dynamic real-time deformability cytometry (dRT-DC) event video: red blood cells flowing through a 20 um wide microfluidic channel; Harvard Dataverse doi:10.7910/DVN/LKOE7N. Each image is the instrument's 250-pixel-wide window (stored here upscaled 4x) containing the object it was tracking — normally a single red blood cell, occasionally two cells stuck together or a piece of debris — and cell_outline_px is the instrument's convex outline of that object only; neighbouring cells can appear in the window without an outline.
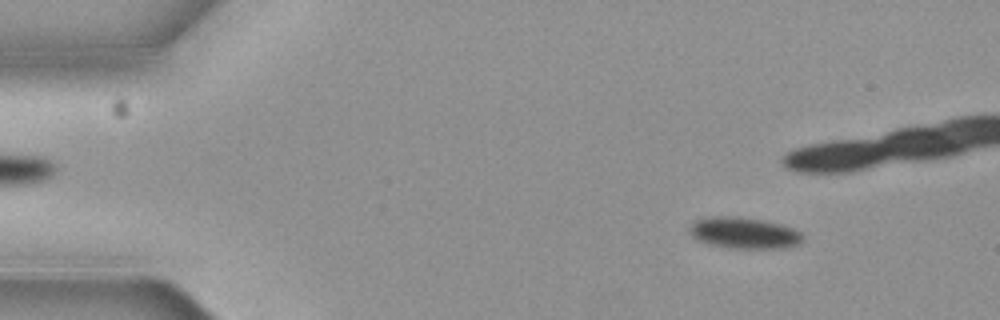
{"species": "common noctule bat (a hibernating species)", "species_latin": "Nyctalus noctula", "temperature_condition": "cold", "stored_images_in_passage": 8, "camera_frame_rate_fps": 3000, "um_per_image_px": 0.085, "animal": {"sex": "female", "body_mass_g": 19.3, "forearm_length_mm": 54.1}, "frame": {"image": 1, "passage_image": 1, "time_ms": 0.0, "image_size_px": [1000, 320], "cell_outline_px": [[804, 240], [800, 244], [784, 248], [728, 248], [708, 244], [696, 240], [692, 236], [688, 228], [696, 220], [720, 216], [728, 216], [756, 220], [780, 224], [792, 228], [800, 232], [804, 236]], "centroid_in_image_um": [63.26, 19.83], "position_along_channel_um": 21.7, "area_um2": 20.4}}
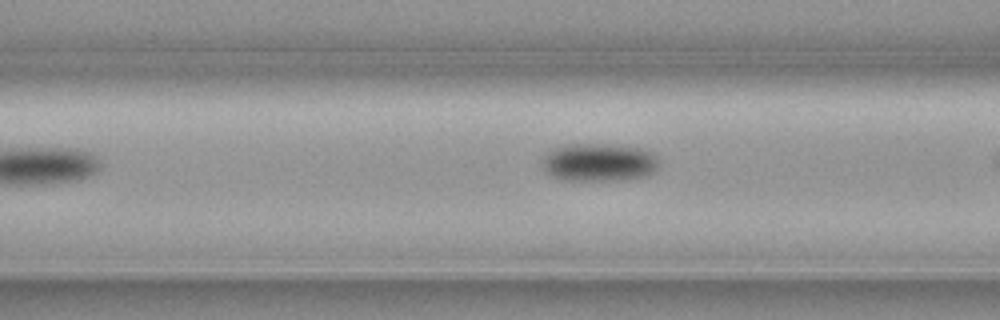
{"frame": {"image": 2, "passage_image": 7, "time_ms": 2.0, "image_size_px": [1000, 320], "cell_outline_px": [[660, 164], [648, 176], [628, 180], [564, 180], [552, 176], [544, 168], [544, 156], [556, 148], [572, 144], [604, 144], [640, 148], [652, 152], [660, 160]], "centroid_in_image_um": [51.0, 13.81], "position_along_channel_um": 115.6, "area_um2": 25.72}}